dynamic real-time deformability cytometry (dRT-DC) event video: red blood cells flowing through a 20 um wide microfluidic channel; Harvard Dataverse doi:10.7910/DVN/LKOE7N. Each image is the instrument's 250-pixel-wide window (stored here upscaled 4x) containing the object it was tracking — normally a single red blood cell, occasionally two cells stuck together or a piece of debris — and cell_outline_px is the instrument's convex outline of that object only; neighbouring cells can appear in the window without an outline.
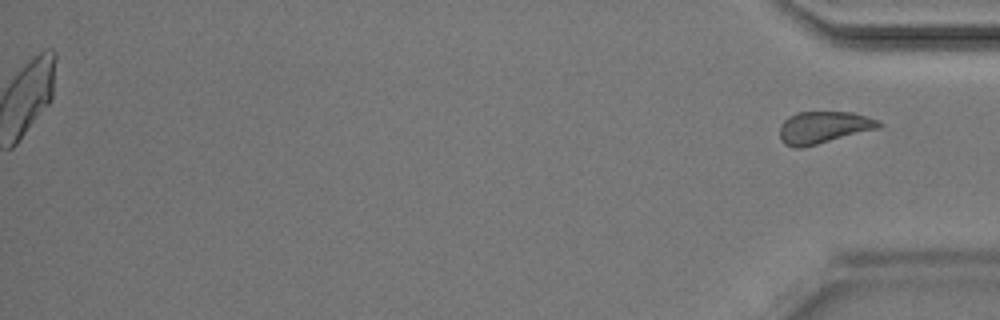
{"species": "Egyptian fruit bat (a non-hibernating species)", "species_latin": "Rousettus aegyptiacus", "temperature_condition": "room temperature", "stored_images_in_passage": 41, "segment_of_instrument_passage": [2, 2], "camera_frame_rate_fps": 3000, "um_per_image_px": 0.085, "animal": {"sex": "male"}, "frame": {"image": 1, "passage_image": 41, "time_ms": 13.333, "image_size_px": [1000, 320], "cell_outline_px": [[880, 128], [800, 148], [792, 148], [784, 144], [780, 140], [780, 124], [788, 116], [796, 112], [852, 112], [868, 116], [880, 120]], "centroid_in_image_um": [69.97, 10.82], "position_along_channel_um": 365.2, "area_um2": 18.61}}